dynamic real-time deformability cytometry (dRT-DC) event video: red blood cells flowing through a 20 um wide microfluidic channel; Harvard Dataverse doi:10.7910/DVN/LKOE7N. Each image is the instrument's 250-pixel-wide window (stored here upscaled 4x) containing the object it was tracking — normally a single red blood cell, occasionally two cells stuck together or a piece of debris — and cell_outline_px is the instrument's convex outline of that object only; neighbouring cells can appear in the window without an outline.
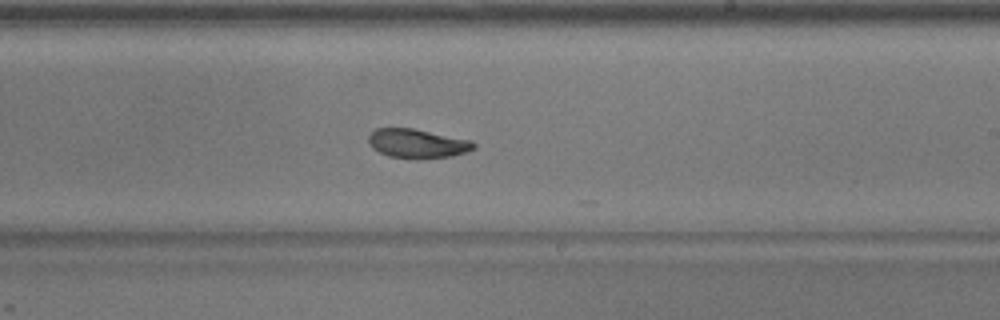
{"species": "common noctule bat (a hibernating species)", "species_latin": "Nyctalus noctula", "temperature_condition": "warm", "stored_images_in_passage": 46, "camera_frame_rate_fps": 3000, "um_per_image_px": 0.085, "animal": {"sex": "male", "body_mass_g": 17.9}, "frame": {"image": 1, "passage_image": 32, "time_ms": 10.333, "image_size_px": [1000, 320], "cell_outline_px": [[476, 148], [452, 156], [420, 160], [416, 160], [388, 156], [372, 148], [368, 144], [368, 136], [376, 128], [412, 128], [472, 140], [476, 144]], "centroid_in_image_um": [35.47, 12.21], "position_along_channel_um": 253.5, "area_um2": 18.15}}